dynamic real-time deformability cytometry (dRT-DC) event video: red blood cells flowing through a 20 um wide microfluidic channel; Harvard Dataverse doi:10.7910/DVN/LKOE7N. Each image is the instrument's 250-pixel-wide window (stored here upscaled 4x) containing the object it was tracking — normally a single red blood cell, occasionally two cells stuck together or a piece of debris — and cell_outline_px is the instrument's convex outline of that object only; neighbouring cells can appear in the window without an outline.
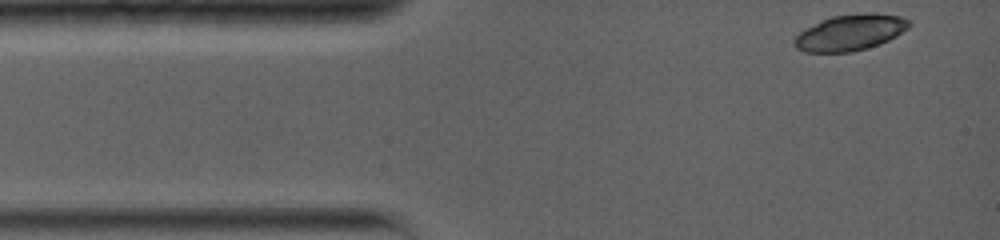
{"species": "common noctule bat (a hibernating species)", "species_latin": "Nyctalus noctula", "temperature_condition": "warm", "stored_images_in_passage": 4, "camera_frame_rate_fps": 5000, "um_per_image_px": 0.085, "animal": {"sex": "female", "body_mass_g": 19.0, "forearm_length_mm": 56.7}, "frame": {"image": 1, "passage_image": 1, "time_ms": 0.0, "image_size_px": [1000, 240], "cell_outline_px": [[912, 24], [908, 28], [896, 36], [880, 44], [852, 52], [804, 52], [796, 48], [792, 44], [792, 40], [804, 28], [832, 16], [872, 12], [900, 16], [908, 20]], "centroid_in_image_um": [72.25, 2.77], "position_along_channel_um": 12.8, "area_um2": 24.16}}